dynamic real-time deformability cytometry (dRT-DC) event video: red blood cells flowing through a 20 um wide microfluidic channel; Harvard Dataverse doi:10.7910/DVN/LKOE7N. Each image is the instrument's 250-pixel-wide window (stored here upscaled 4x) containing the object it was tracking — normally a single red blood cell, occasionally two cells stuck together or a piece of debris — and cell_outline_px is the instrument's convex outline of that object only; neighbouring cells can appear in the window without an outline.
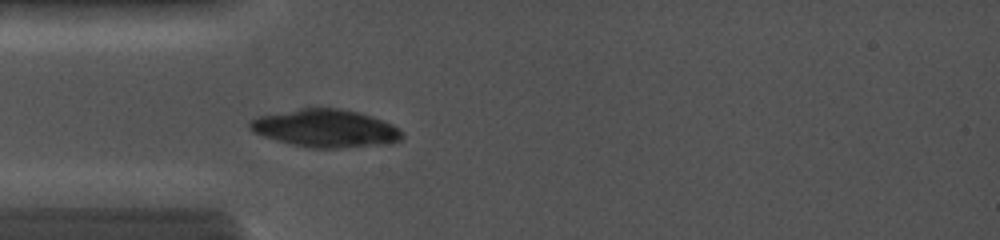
{"species": "common noctule bat (a hibernating species)", "species_latin": "Nyctalus noctula", "temperature_condition": "cold", "stored_images_in_passage": 59, "camera_frame_rate_fps": 5000, "um_per_image_px": 0.085, "animal": {"sex": "female", "body_mass_g": 19.0, "forearm_length_mm": 56.7}, "frame": {"image": 1, "passage_image": 18, "time_ms": 4.0, "image_size_px": [1000, 240], "cell_outline_px": [[404, 136], [400, 140], [392, 144], [336, 148], [312, 148], [292, 144], [276, 140], [252, 132], [248, 128], [248, 120], [260, 116], [300, 108], [340, 108], [360, 112], [372, 116], [392, 124], [400, 128], [404, 132]], "centroid_in_image_um": [27.71, 10.91], "position_along_channel_um": 57.3, "area_um2": 33.81}}
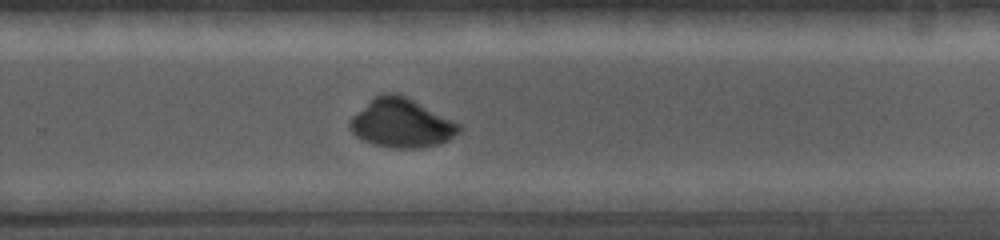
{"frame": {"image": 2, "passage_image": 45, "time_ms": 9.6, "image_size_px": [1000, 240], "cell_outline_px": [[464, 128], [460, 132], [448, 140], [440, 144], [420, 148], [392, 148], [372, 144], [356, 136], [352, 132], [348, 124], [348, 120], [352, 116], [380, 92], [396, 92], [460, 124]], "centroid_in_image_um": [34.11, 10.48], "position_along_channel_um": 295.7, "area_um2": 30.98}}
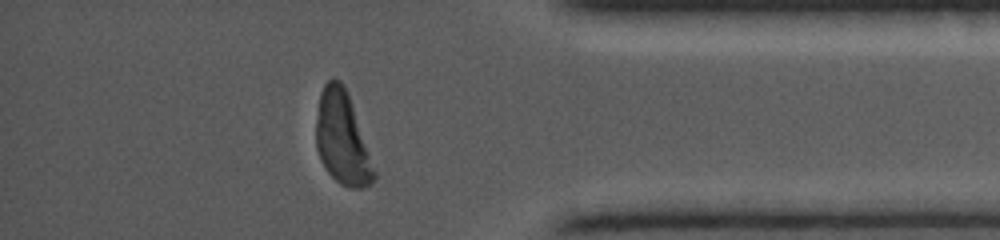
{"frame": {"image": 3, "passage_image": 59, "time_ms": 12.4, "image_size_px": [1000, 240], "cell_outline_px": [[376, 176], [372, 184], [364, 188], [348, 188], [340, 184], [328, 172], [320, 160], [316, 148], [316, 120], [320, 92], [324, 84], [328, 80], [340, 80], [344, 84], [348, 92], [376, 172]], "centroid_in_image_um": [29.09, 11.78], "position_along_channel_um": 406.1, "area_um2": 31.39}}